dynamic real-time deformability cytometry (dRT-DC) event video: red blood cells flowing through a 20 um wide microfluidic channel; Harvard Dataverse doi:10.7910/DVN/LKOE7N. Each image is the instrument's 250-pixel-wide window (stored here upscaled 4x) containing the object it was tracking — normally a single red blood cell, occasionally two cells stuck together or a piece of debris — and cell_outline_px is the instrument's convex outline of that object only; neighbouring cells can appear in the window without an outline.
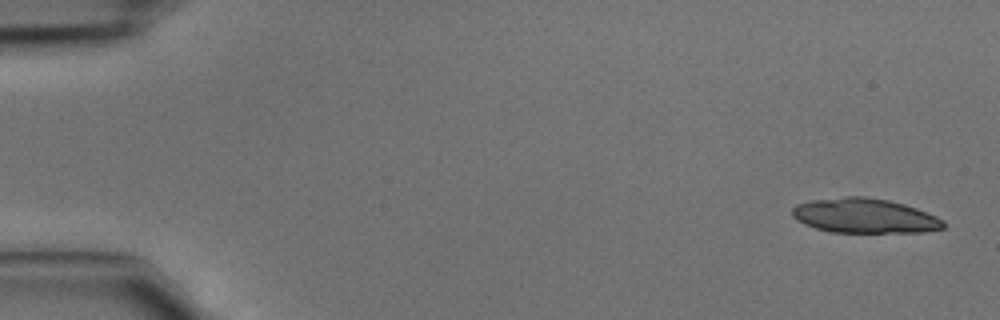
{"species": "common noctule bat (a hibernating species)", "species_latin": "Nyctalus noctula", "temperature_condition": "cold", "stored_images_in_passage": 4, "camera_frame_rate_fps": 3000, "um_per_image_px": 0.085, "animal": {"sex": "male", "body_mass_g": 15.6}, "frame": {"image": 1, "passage_image": 1, "time_ms": 0.0, "image_size_px": [1000, 320], "cell_outline_px": [[944, 228], [924, 232], [832, 232], [816, 228], [804, 224], [796, 220], [792, 216], [792, 208], [796, 204], [812, 200], [844, 196], [864, 196], [888, 200], [904, 204], [916, 208], [936, 216], [944, 220]], "centroid_in_image_um": [73.47, 18.34], "position_along_channel_um": 11.5, "area_um2": 30.58}}